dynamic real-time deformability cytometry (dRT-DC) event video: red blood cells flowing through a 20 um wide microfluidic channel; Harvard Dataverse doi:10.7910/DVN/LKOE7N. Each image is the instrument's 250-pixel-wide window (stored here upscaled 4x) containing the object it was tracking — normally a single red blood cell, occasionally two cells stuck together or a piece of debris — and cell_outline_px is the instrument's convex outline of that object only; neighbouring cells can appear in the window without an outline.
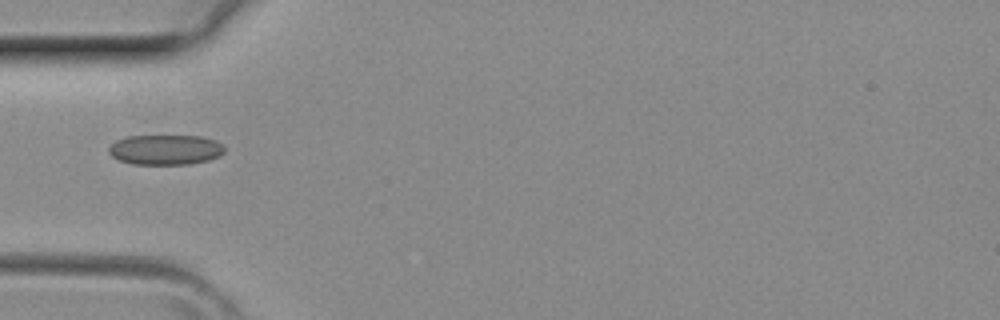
{"species": "common noctule bat (a hibernating species)", "species_latin": "Nyctalus noctula", "temperature_condition": "room temperature", "stored_images_in_passage": 4, "camera_frame_rate_fps": 3000, "um_per_image_px": 0.085, "animal": {"sex": "female", "body_mass_g": 29.2, "forearm_length_mm": 56.3}, "frame": {"image": 1, "passage_image": 4, "time_ms": 1.0, "image_size_px": [1000, 320], "cell_outline_px": [[224, 152], [220, 156], [208, 160], [188, 164], [132, 164], [120, 160], [112, 156], [108, 152], [108, 148], [116, 140], [128, 136], [200, 136], [216, 140], [224, 148]], "centroid_in_image_um": [14.05, 12.72], "position_along_channel_um": 70.9, "area_um2": 20.23}}